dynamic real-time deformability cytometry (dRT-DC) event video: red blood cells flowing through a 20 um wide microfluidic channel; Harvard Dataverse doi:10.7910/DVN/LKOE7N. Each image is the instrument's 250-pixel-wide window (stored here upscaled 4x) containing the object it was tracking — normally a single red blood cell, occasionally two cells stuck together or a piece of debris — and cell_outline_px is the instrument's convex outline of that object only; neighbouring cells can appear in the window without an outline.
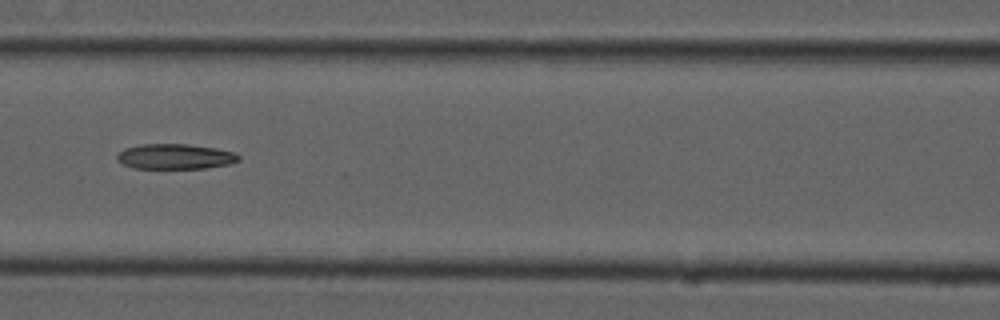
{"species": "common noctule bat (a hibernating species)", "species_latin": "Nyctalus noctula", "temperature_condition": "cold", "stored_images_in_passage": 9, "camera_frame_rate_fps": 3000, "um_per_image_px": 0.085, "animal": {"sex": "male", "forearm_length_mm": 52.5}, "frame": {"image": 1, "passage_image": 6, "time_ms": 1.667, "image_size_px": [1000, 320], "cell_outline_px": [[240, 160], [232, 164], [204, 168], [132, 168], [124, 164], [116, 156], [124, 148], [140, 144], [184, 144], [216, 148], [236, 152], [240, 156]], "centroid_in_image_um": [14.94, 13.3], "position_along_channel_um": 151.7, "area_um2": 17.86}}
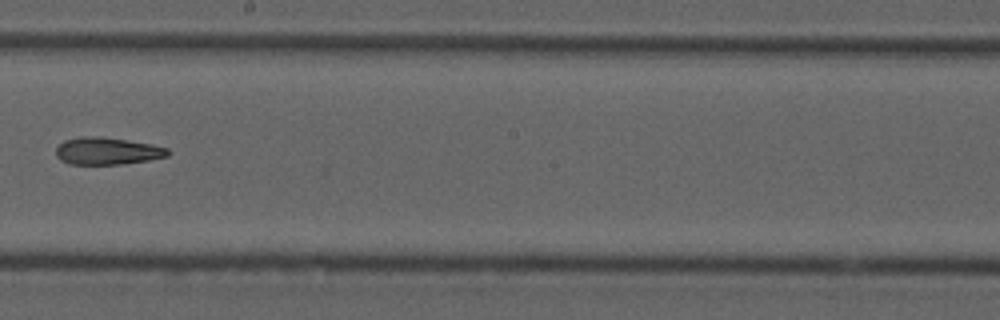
{"frame": {"image": 2, "passage_image": 8, "time_ms": 2.333, "image_size_px": [1000, 320], "cell_outline_px": [[172, 152], [168, 156], [148, 160], [120, 164], [68, 164], [60, 160], [56, 156], [56, 148], [64, 140], [80, 136], [100, 136], [128, 140], [152, 144], [168, 148]], "centroid_in_image_um": [9.12, 12.83], "position_along_channel_um": 239.1, "area_um2": 17.92}}
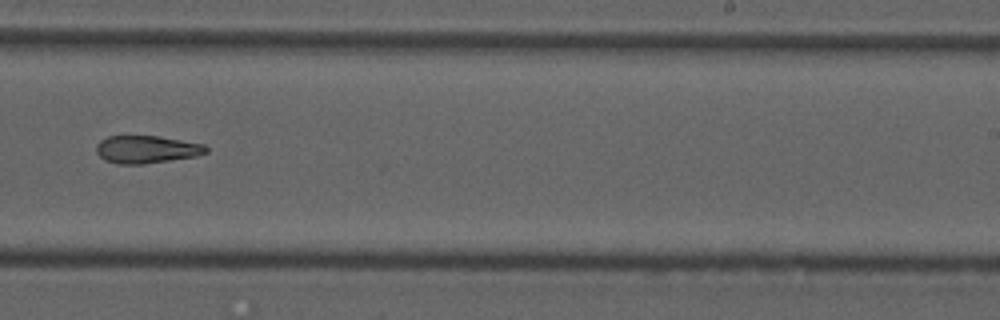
{"frame": {"image": 3, "passage_image": 9, "time_ms": 2.667, "image_size_px": [1000, 320], "cell_outline_px": [[208, 152], [196, 156], [144, 164], [116, 164], [104, 160], [96, 152], [96, 144], [100, 140], [108, 136], [160, 136], [204, 144], [208, 148]], "centroid_in_image_um": [12.44, 12.7], "position_along_channel_um": 276.6, "area_um2": 17.8}}